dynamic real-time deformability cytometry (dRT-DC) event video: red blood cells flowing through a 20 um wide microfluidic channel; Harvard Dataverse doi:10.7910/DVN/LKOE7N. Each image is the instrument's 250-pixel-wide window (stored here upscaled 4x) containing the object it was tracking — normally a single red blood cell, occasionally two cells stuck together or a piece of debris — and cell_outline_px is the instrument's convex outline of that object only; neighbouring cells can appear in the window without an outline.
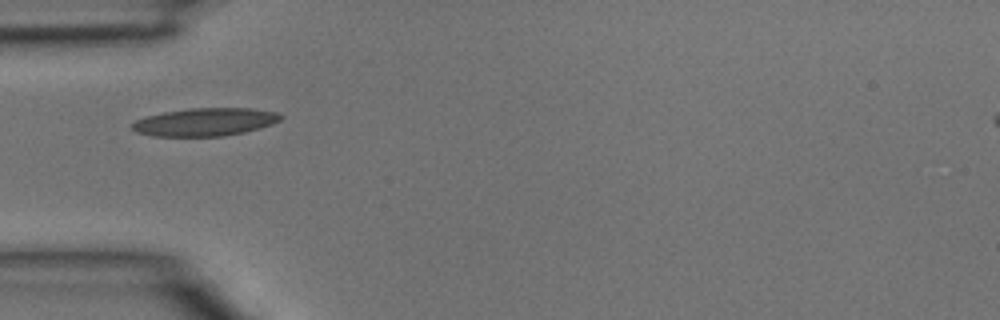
{"species": "common noctule bat (a hibernating species)", "species_latin": "Nyctalus noctula", "temperature_condition": "room temperature", "stored_images_in_passage": 6, "camera_frame_rate_fps": 3000, "um_per_image_px": 0.085, "animal": {"sex": "male", "body_mass_g": 15.6}, "frame": {"image": 1, "passage_image": 5, "time_ms": 1.333, "image_size_px": [1000, 320], "cell_outline_px": [[284, 116], [280, 120], [272, 124], [260, 128], [244, 132], [224, 136], [152, 136], [136, 132], [128, 124], [136, 120], [148, 116], [164, 112], [192, 108], [252, 108], [280, 112]], "centroid_in_image_um": [17.45, 10.36], "position_along_channel_um": 67.5, "area_um2": 24.33}}